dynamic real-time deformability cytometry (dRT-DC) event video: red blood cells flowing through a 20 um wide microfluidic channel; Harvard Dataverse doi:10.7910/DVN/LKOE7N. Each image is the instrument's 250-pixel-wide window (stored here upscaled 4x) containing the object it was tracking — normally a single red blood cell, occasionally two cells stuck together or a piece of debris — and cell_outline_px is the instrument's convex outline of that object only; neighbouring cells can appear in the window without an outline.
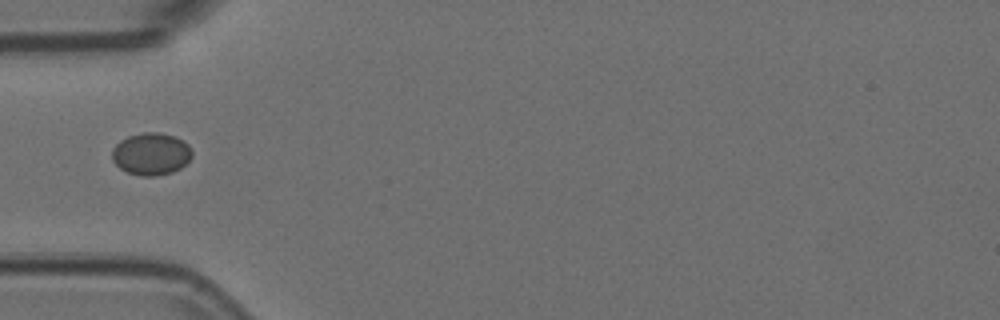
{"species": "Egyptian fruit bat (a non-hibernating species)", "species_latin": "Rousettus aegyptiacus", "temperature_condition": "room temperature", "stored_images_in_passage": 38, "camera_frame_rate_fps": 3000, "um_per_image_px": 0.085, "animal": {"sex": "female"}, "frame": {"image": 1, "passage_image": 1, "time_ms": 0.0, "image_size_px": [1000, 320], "cell_outline_px": [[192, 156], [180, 168], [172, 172], [156, 176], [140, 176], [128, 172], [120, 168], [112, 160], [112, 148], [120, 140], [128, 136], [144, 132], [160, 132], [176, 136], [184, 140], [188, 144], [192, 152]], "centroid_in_image_um": [12.84, 13.07], "position_along_channel_um": 72.2, "area_um2": 19.83}}
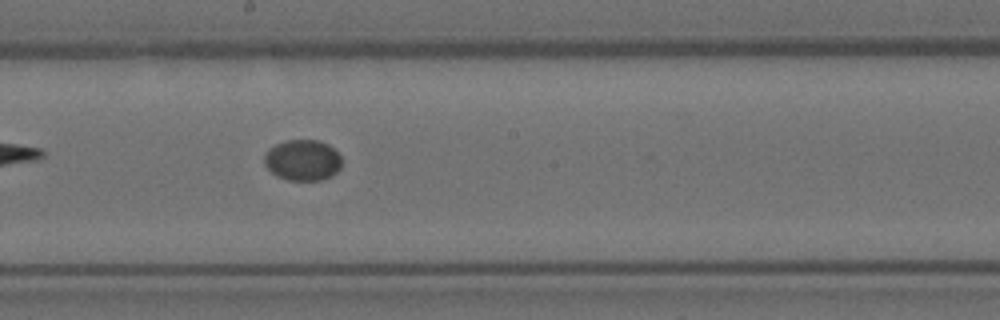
{"frame": {"image": 2, "passage_image": 13, "time_ms": 4.0, "image_size_px": [1000, 320], "cell_outline_px": [[340, 168], [332, 176], [320, 180], [288, 180], [276, 176], [264, 164], [264, 156], [268, 148], [276, 144], [288, 140], [320, 140], [328, 144], [340, 156]], "centroid_in_image_um": [25.7, 13.61], "position_along_channel_um": 222.5, "area_um2": 18.44}}
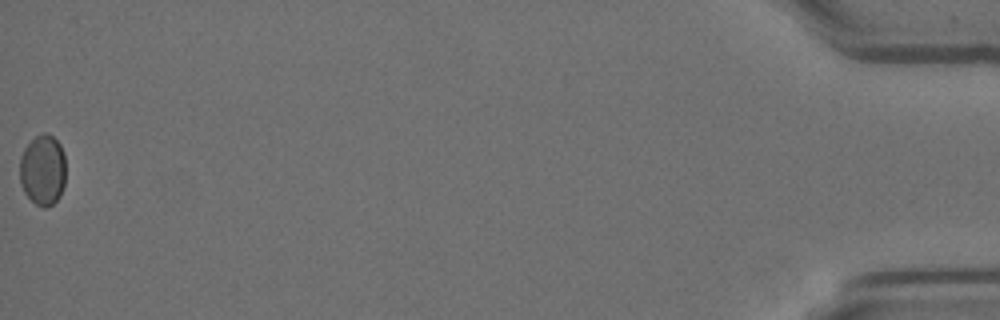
{"frame": {"image": 3, "passage_image": 38, "time_ms": 12.333, "image_size_px": [1000, 320], "cell_outline_px": [[64, 184], [60, 196], [52, 204], [44, 208], [36, 204], [24, 192], [20, 184], [20, 156], [24, 148], [36, 136], [44, 132], [48, 132], [60, 144], [64, 152]], "centroid_in_image_um": [3.62, 14.44], "position_along_channel_um": 431.6, "area_um2": 18.96}}